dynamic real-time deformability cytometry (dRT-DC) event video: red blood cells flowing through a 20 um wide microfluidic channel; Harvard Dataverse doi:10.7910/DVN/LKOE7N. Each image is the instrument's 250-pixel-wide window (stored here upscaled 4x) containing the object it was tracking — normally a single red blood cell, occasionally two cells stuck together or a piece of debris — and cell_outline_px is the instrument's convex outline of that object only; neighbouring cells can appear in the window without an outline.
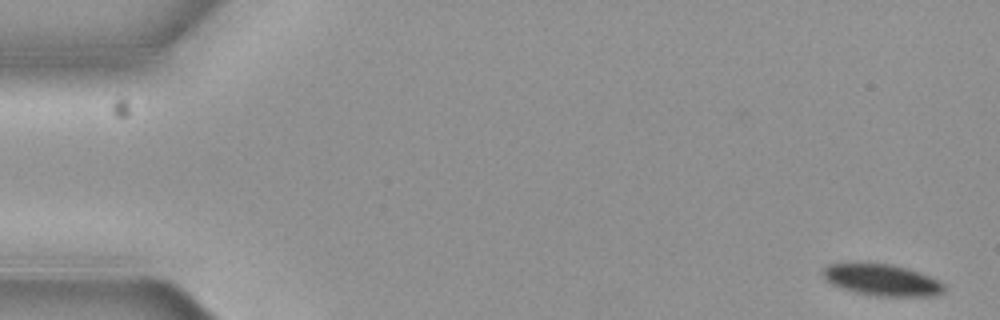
{"species": "common noctule bat (a hibernating species)", "species_latin": "Nyctalus noctula", "temperature_condition": "cold", "stored_images_in_passage": 5, "camera_frame_rate_fps": 3000, "um_per_image_px": 0.085, "animal": {"sex": "female", "body_mass_g": 19.3, "forearm_length_mm": 54.1}, "frame": {"image": 1, "passage_image": 1, "time_ms": 0.0, "image_size_px": [1000, 320], "cell_outline_px": [[948, 288], [944, 292], [936, 296], [876, 296], [856, 292], [840, 288], [824, 280], [820, 272], [828, 264], [892, 264], [908, 268], [940, 280]], "centroid_in_image_um": [75.0, 23.81], "position_along_channel_um": 10.0, "area_um2": 22.43}}
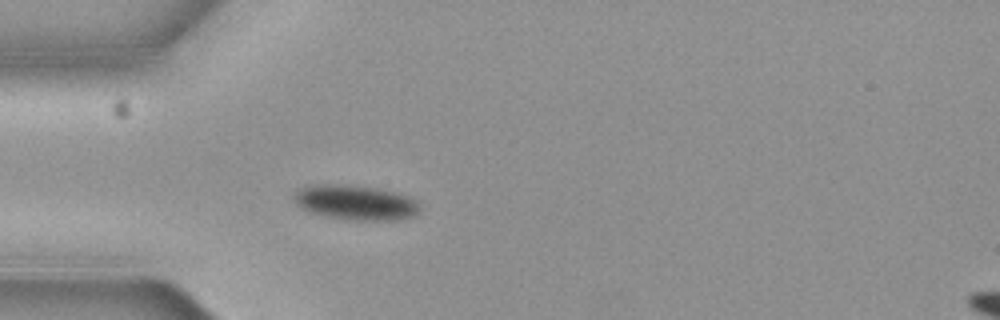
{"frame": {"image": 2, "passage_image": 5, "time_ms": 1.333, "image_size_px": [1000, 320], "cell_outline_px": [[420, 212], [416, 216], [404, 220], [348, 220], [308, 212], [300, 208], [296, 204], [292, 196], [300, 188], [316, 184], [332, 184], [376, 188], [396, 192], [408, 196], [416, 200], [420, 208]], "centroid_in_image_um": [30.25, 17.23], "position_along_channel_um": 54.7, "area_um2": 25.78}}